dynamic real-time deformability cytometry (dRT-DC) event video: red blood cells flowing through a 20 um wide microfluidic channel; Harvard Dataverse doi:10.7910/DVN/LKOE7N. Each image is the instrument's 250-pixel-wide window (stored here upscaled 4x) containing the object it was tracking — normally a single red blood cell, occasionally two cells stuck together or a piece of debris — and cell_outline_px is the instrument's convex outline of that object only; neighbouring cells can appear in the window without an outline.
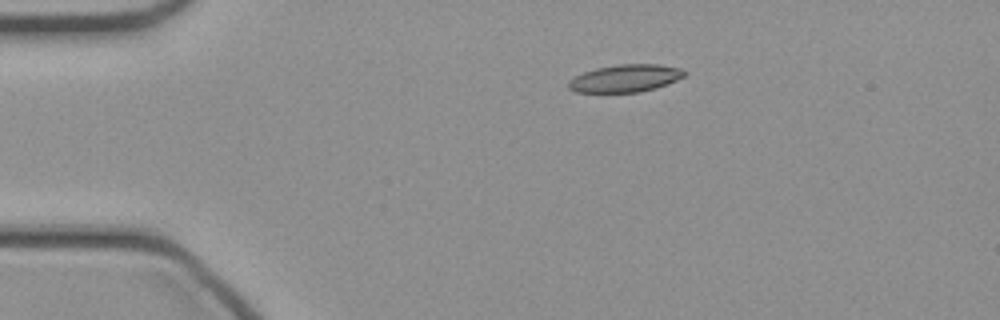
{"species": "common noctule bat (a hibernating species)", "species_latin": "Nyctalus noctula", "temperature_condition": "cold", "stored_images_in_passage": 39, "camera_frame_rate_fps": 3000, "um_per_image_px": 0.085, "animal": {"sex": "female", "body_mass_g": 21.9}, "frame": {"image": 1, "passage_image": 1, "time_ms": 0.0, "image_size_px": [1000, 320], "cell_outline_px": [[688, 72], [684, 76], [668, 84], [656, 88], [640, 92], [576, 92], [568, 88], [568, 80], [584, 72], [596, 68], [620, 64], [660, 64], [680, 68]], "centroid_in_image_um": [53.17, 6.65], "position_along_channel_um": 31.8, "area_um2": 18.61}}
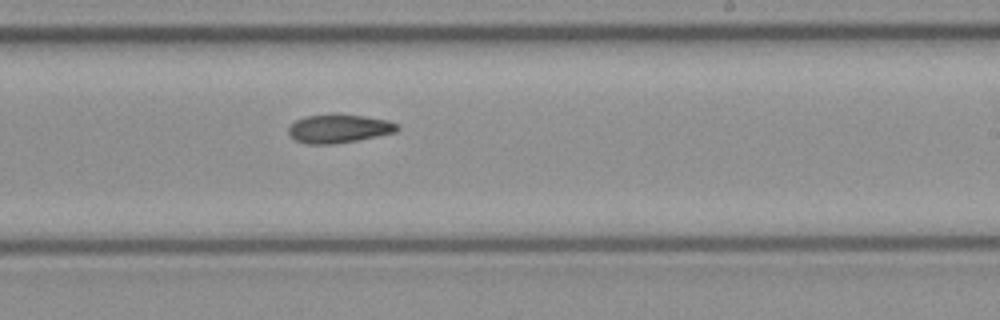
{"frame": {"image": 2, "passage_image": 20, "time_ms": 6.333, "image_size_px": [1000, 320], "cell_outline_px": [[400, 128], [396, 132], [336, 144], [304, 144], [296, 140], [288, 132], [288, 128], [296, 120], [304, 116], [364, 116], [388, 120], [400, 124]], "centroid_in_image_um": [28.83, 10.96], "position_along_channel_um": 260.2, "area_um2": 17.63}}
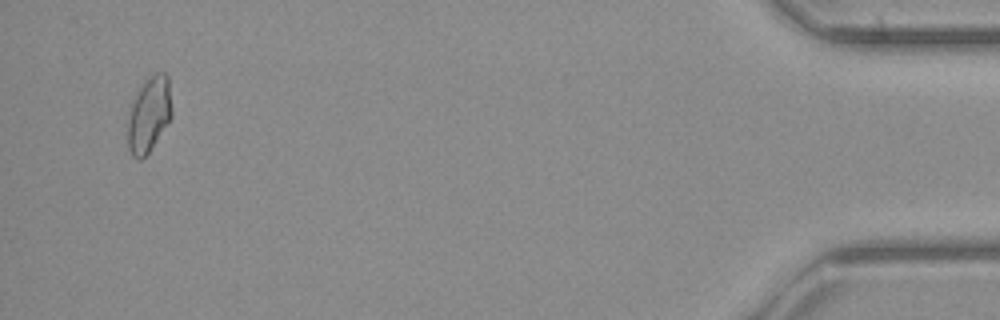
{"frame": {"image": 3, "passage_image": 37, "time_ms": 12.0, "image_size_px": [1000, 320], "cell_outline_px": [[172, 116], [148, 152], [140, 160], [136, 160], [132, 156], [128, 148], [128, 120], [132, 100], [140, 84], [148, 76], [156, 72], [164, 72], [168, 76], [172, 108]], "centroid_in_image_um": [12.66, 9.68], "position_along_channel_um": 422.5, "area_um2": 19.48}}